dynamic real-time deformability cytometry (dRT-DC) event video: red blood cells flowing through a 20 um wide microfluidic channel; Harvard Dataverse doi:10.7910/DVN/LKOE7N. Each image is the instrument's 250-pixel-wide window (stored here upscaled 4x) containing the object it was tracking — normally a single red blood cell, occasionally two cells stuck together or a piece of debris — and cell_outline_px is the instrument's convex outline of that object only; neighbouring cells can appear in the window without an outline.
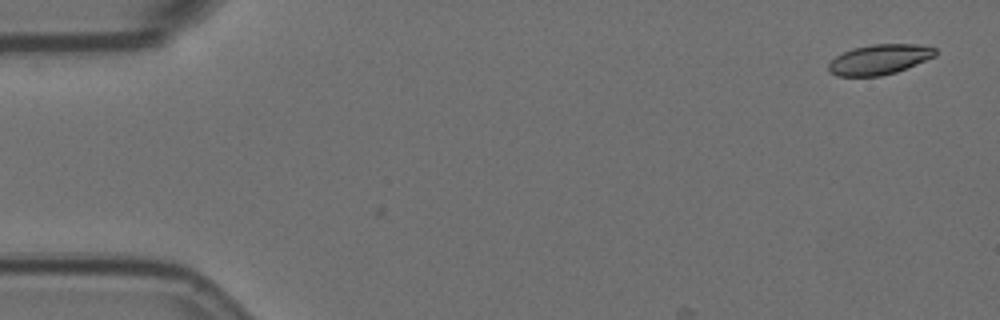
{"species": "Egyptian fruit bat (a non-hibernating species)", "species_latin": "Rousettus aegyptiacus", "temperature_condition": "room temperature", "stored_images_in_passage": 10, "camera_frame_rate_fps": 3000, "um_per_image_px": 0.085, "animal": {"sex": "female"}, "frame": {"image": 1, "passage_image": 1, "time_ms": 0.0, "image_size_px": [1000, 320], "cell_outline_px": [[936, 56], [896, 72], [880, 76], [836, 76], [828, 72], [828, 64], [836, 56], [852, 48], [872, 44], [916, 44], [936, 48]], "centroid_in_image_um": [74.73, 5.05], "position_along_channel_um": 10.3, "area_um2": 18.73}}
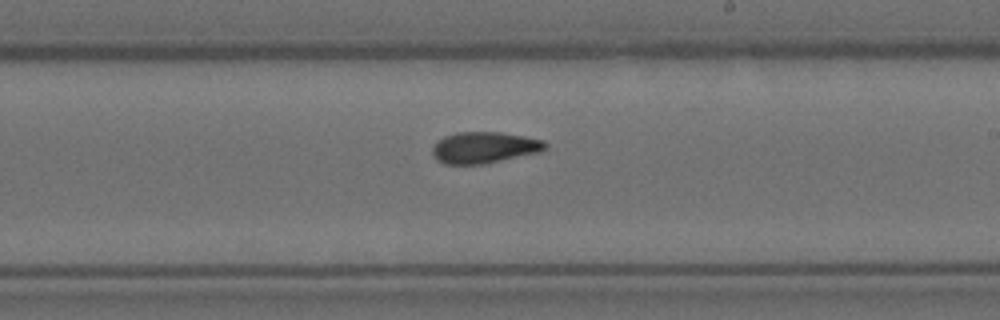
{"frame": {"image": 2, "passage_image": 9, "time_ms": 2.667, "image_size_px": [1000, 320], "cell_outline_px": [[548, 148], [540, 152], [488, 164], [444, 164], [436, 160], [432, 156], [432, 148], [444, 136], [456, 132], [500, 132], [524, 136], [544, 140], [548, 144]], "centroid_in_image_um": [41.19, 12.55], "position_along_channel_um": 247.8, "area_um2": 20.92}}
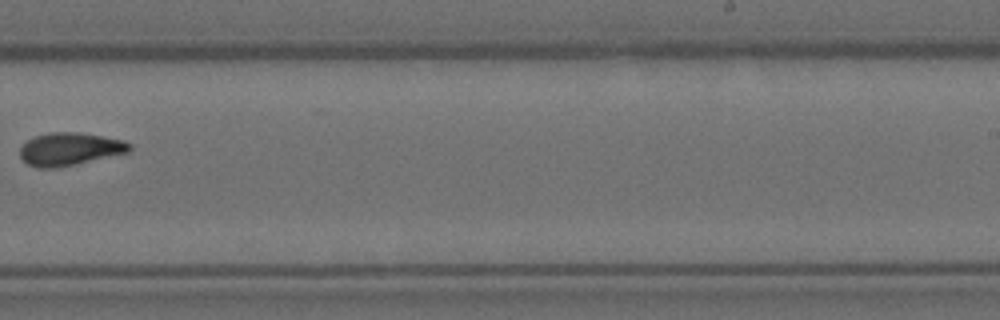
{"frame": {"image": 3, "passage_image": 10, "time_ms": 3.0, "image_size_px": [1000, 320], "cell_outline_px": [[132, 148], [128, 152], [76, 164], [56, 168], [36, 168], [28, 164], [20, 156], [20, 148], [28, 140], [36, 136], [52, 132], [80, 132], [124, 140], [132, 144]], "centroid_in_image_um": [5.94, 12.67], "position_along_channel_um": 283.1, "area_um2": 20.87}}